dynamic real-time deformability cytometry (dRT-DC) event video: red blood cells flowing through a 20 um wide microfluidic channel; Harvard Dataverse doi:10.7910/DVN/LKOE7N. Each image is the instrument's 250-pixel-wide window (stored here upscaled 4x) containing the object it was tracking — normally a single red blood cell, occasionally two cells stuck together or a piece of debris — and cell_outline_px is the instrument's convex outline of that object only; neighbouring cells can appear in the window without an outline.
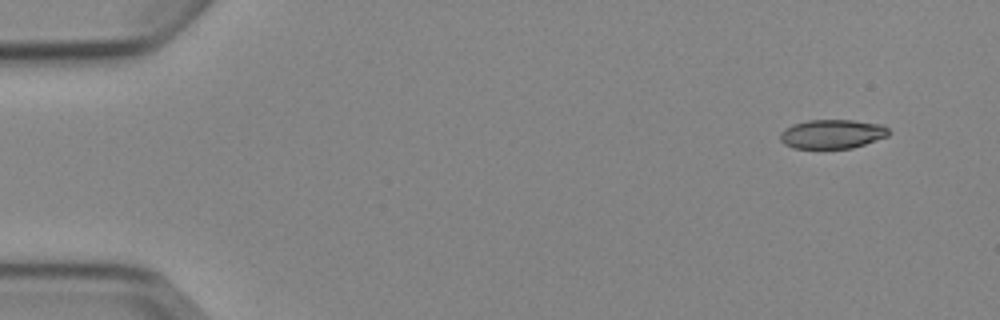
{"species": "Egyptian fruit bat (a non-hibernating species)", "species_latin": "Rousettus aegyptiacus", "temperature_condition": "cold", "stored_images_in_passage": 5, "segment_of_instrument_passage": [1, 2], "camera_frame_rate_fps": 3000, "um_per_image_px": 0.085, "animal": {"sex": "female"}, "frame": {"image": 1, "passage_image": 1, "time_ms": 0.0, "image_size_px": [1000, 320], "cell_outline_px": [[888, 136], [852, 148], [792, 148], [784, 144], [780, 140], [780, 132], [784, 128], [792, 124], [808, 120], [852, 120], [884, 124], [888, 128]], "centroid_in_image_um": [70.71, 11.38], "position_along_channel_um": 14.3, "area_um2": 18.5}}
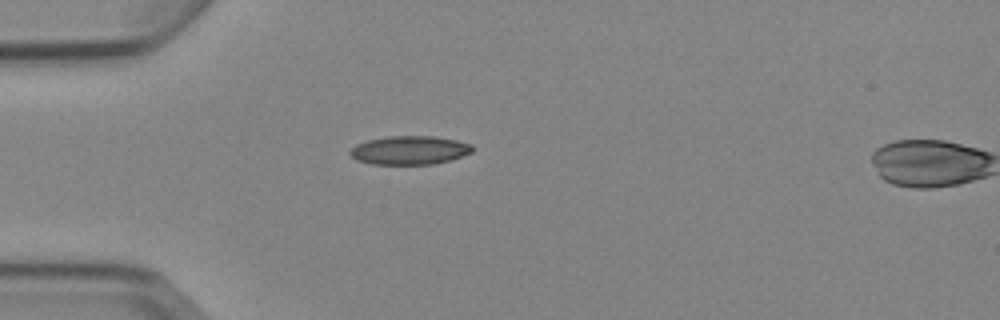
{"frame": {"image": 2, "passage_image": 4, "time_ms": 3.667, "image_size_px": [1000, 320], "cell_outline_px": [[476, 148], [472, 152], [452, 160], [432, 164], [372, 164], [356, 160], [348, 152], [356, 144], [368, 140], [388, 136], [432, 136], [456, 140], [472, 144]], "centroid_in_image_um": [34.84, 12.77], "position_along_channel_um": 50.2, "area_um2": 20.52}}